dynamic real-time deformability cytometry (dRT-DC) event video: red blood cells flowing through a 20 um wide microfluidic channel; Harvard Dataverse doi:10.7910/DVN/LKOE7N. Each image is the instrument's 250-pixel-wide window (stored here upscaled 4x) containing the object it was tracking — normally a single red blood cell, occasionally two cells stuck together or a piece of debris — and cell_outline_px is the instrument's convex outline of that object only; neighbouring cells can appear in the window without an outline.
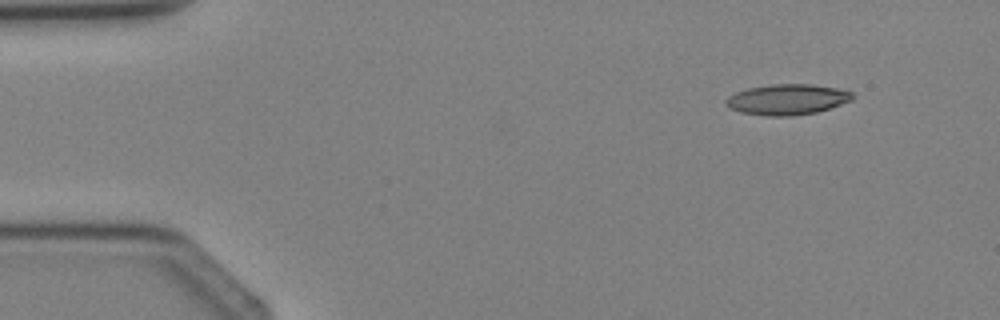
{"species": "Egyptian fruit bat (a non-hibernating species)", "species_latin": "Rousettus aegyptiacus", "temperature_condition": "cold", "stored_images_in_passage": 3, "camera_frame_rate_fps": 3000, "um_per_image_px": 0.085, "animal": {"sex": "female"}, "frame": {"image": 1, "passage_image": 1, "time_ms": 0.0, "image_size_px": [1000, 320], "cell_outline_px": [[852, 100], [816, 112], [788, 116], [768, 116], [740, 112], [728, 108], [724, 104], [724, 100], [728, 96], [736, 92], [748, 88], [772, 84], [812, 84], [836, 88], [852, 92]], "centroid_in_image_um": [66.85, 8.45], "position_along_channel_um": 18.2, "area_um2": 22.48}}
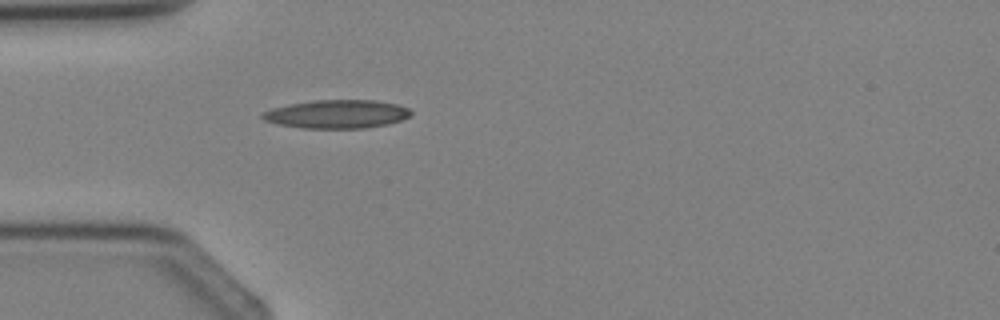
{"frame": {"image": 2, "passage_image": 3, "time_ms": 2.333, "image_size_px": [1000, 320], "cell_outline_px": [[412, 112], [408, 116], [400, 120], [388, 124], [364, 128], [300, 128], [276, 124], [264, 120], [260, 116], [264, 112], [272, 108], [288, 104], [312, 100], [376, 100], [396, 104], [408, 108]], "centroid_in_image_um": [28.6, 9.69], "position_along_channel_um": 56.4, "area_um2": 24.62}}